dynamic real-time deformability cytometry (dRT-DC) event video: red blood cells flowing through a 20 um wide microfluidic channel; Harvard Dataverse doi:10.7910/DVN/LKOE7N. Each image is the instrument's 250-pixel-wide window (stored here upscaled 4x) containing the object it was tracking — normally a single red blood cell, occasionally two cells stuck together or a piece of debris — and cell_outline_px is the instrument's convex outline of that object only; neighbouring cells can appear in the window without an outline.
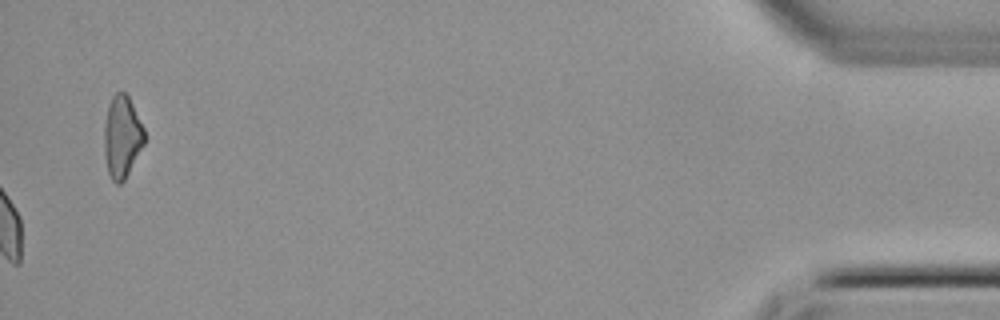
{"species": "common noctule bat (a hibernating species)", "species_latin": "Nyctalus noctula", "temperature_condition": "cold", "stored_images_in_passage": 52, "camera_frame_rate_fps": 3000, "um_per_image_px": 0.085, "animal": {"sex": "female", "body_mass_g": 22.7, "forearm_length_mm": 54.2}, "frame": {"image": 1, "passage_image": 52, "time_ms": 17.0, "image_size_px": [1000, 320], "cell_outline_px": [[144, 144], [124, 180], [120, 184], [116, 184], [112, 180], [108, 172], [104, 156], [104, 120], [112, 96], [116, 92], [124, 92], [128, 96], [144, 128]], "centroid_in_image_um": [10.35, 11.63], "position_along_channel_um": 424.8, "area_um2": 19.13}}